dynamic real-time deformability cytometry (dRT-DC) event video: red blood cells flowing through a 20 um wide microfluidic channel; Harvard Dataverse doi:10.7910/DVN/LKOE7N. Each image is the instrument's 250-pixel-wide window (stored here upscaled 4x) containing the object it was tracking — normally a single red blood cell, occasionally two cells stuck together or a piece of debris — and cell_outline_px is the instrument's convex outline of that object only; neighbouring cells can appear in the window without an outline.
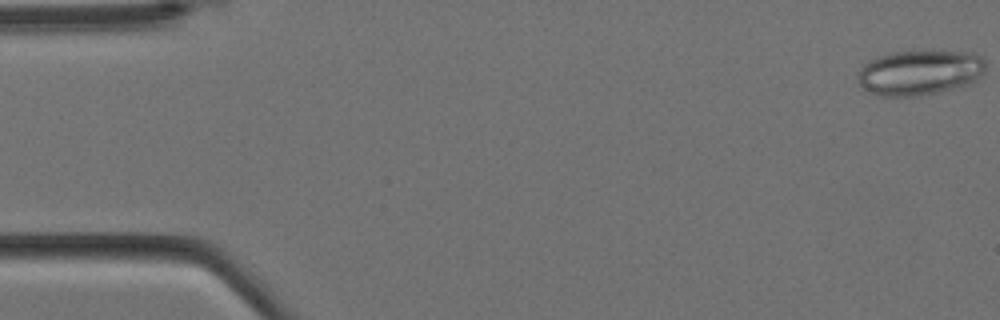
{"species": "Egyptian fruit bat (a non-hibernating species)", "species_latin": "Rousettus aegyptiacus", "temperature_condition": "cold", "stored_images_in_passage": 10, "camera_frame_rate_fps": 3000, "um_per_image_px": 0.085, "animal": {"sex": "female"}, "frame": {"image": 1, "passage_image": 1, "time_ms": 0.0, "image_size_px": [1000, 320], "cell_outline_px": [[984, 72], [972, 84], [936, 92], [916, 96], [880, 96], [864, 88], [860, 84], [856, 76], [860, 68], [868, 60], [892, 52], [972, 52], [980, 56], [984, 60]], "centroid_in_image_um": [78.16, 6.17], "position_along_channel_um": 6.8, "area_um2": 33.29}}
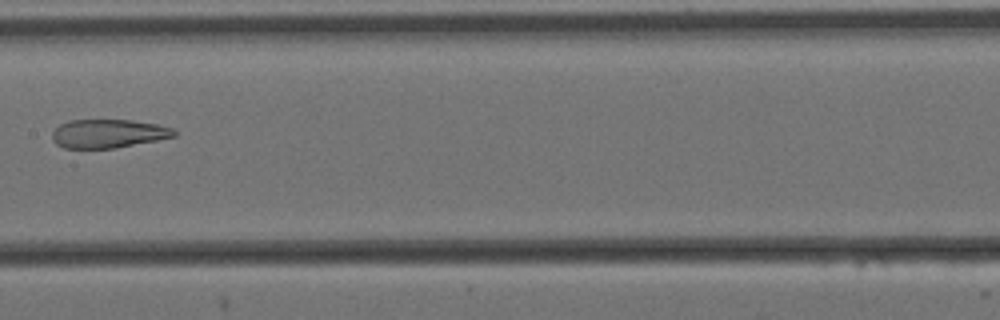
{"frame": {"image": 2, "passage_image": 9, "time_ms": 2.667, "image_size_px": [1000, 320], "cell_outline_px": [[176, 136], [116, 148], [64, 148], [56, 144], [52, 140], [52, 132], [60, 124], [68, 120], [132, 120], [160, 124], [176, 128]], "centroid_in_image_um": [9.23, 11.35], "position_along_channel_um": 198.2, "area_um2": 20.52}}
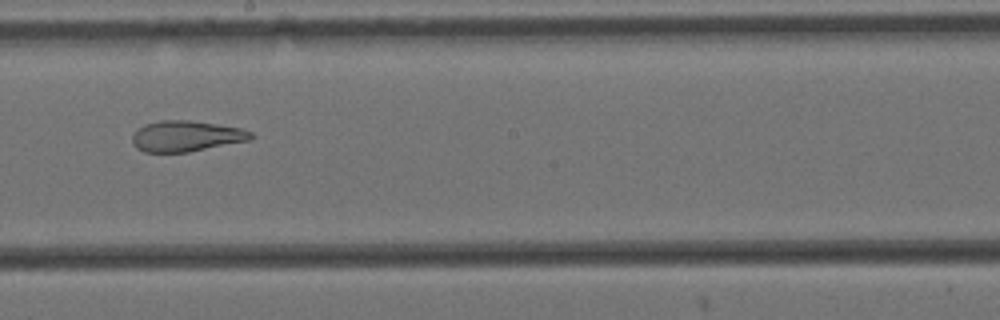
{"frame": {"image": 3, "passage_image": 10, "time_ms": 3.0, "image_size_px": [1000, 320], "cell_outline_px": [[256, 136], [252, 140], [188, 152], [144, 152], [136, 148], [132, 144], [132, 136], [144, 124], [160, 120], [188, 120], [216, 124], [240, 128], [252, 132]], "centroid_in_image_um": [15.85, 11.58], "position_along_channel_um": 232.3, "area_um2": 21.39}}